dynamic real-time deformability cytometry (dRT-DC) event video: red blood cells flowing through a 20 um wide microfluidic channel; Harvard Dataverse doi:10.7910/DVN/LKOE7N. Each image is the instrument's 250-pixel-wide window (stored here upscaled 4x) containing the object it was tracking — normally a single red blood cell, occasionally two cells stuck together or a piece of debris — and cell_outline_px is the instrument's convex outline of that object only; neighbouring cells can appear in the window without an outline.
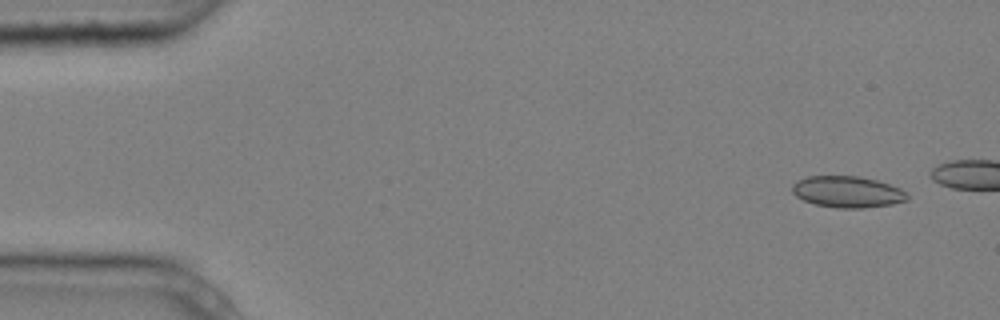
{"species": "common noctule bat (a hibernating species)", "species_latin": "Nyctalus noctula", "temperature_condition": "cold", "stored_images_in_passage": 4, "camera_frame_rate_fps": 3000, "um_per_image_px": 0.085, "animal": {"sex": "male", "body_mass_g": 20.4}, "frame": {"image": 1, "passage_image": 1, "time_ms": 0.0, "image_size_px": [1000, 320], "cell_outline_px": [[908, 200], [892, 204], [864, 208], [836, 208], [816, 204], [804, 200], [796, 196], [792, 192], [792, 184], [796, 180], [808, 176], [860, 176], [876, 180], [900, 188], [908, 196]], "centroid_in_image_um": [72.01, 16.3], "position_along_channel_um": 13.0, "area_um2": 21.04}}